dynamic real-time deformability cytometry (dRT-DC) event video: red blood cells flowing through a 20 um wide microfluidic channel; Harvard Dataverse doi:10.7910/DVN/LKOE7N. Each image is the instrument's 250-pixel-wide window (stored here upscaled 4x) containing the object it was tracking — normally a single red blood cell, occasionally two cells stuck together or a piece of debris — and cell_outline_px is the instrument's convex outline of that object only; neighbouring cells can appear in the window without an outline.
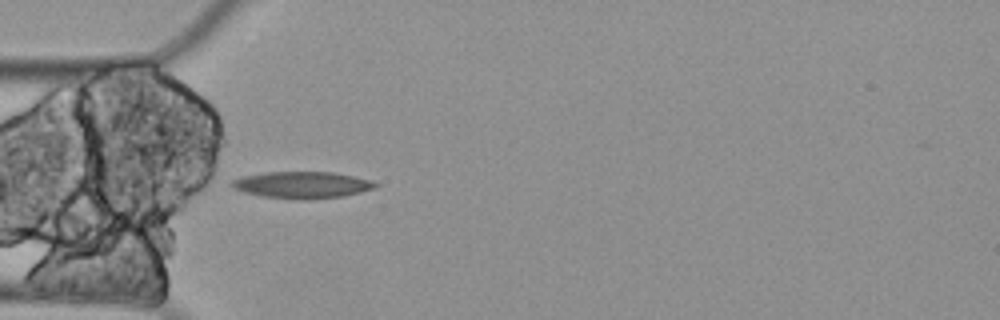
{"species": "Egyptian fruit bat (a non-hibernating species)", "species_latin": "Rousettus aegyptiacus", "temperature_condition": "cold", "stored_images_in_passage": 40, "camera_frame_rate_fps": 3000, "um_per_image_px": 0.085, "animal": {"sex": "female"}, "frame": {"image": 1, "passage_image": 1, "time_ms": 0.0, "image_size_px": [1000, 320], "cell_outline_px": [[380, 184], [372, 188], [360, 192], [344, 196], [308, 200], [304, 200], [260, 196], [244, 192], [232, 188], [228, 184], [232, 180], [244, 176], [264, 172], [332, 172], [352, 176], [368, 180]], "centroid_in_image_um": [25.62, 15.72], "position_along_channel_um": 59.4, "area_um2": 22.31}}
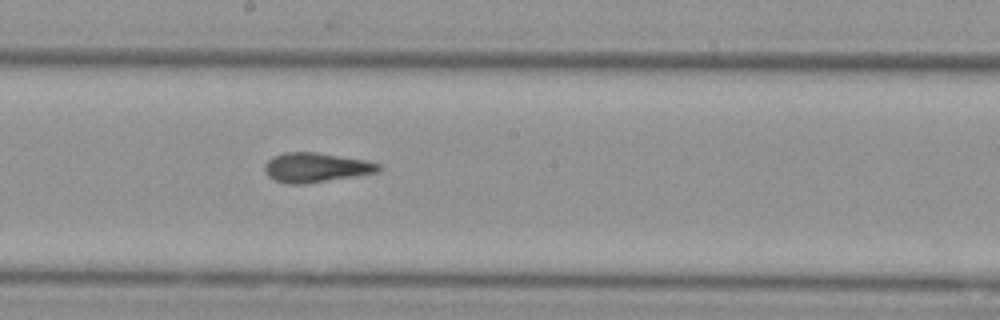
{"frame": {"image": 2, "passage_image": 15, "time_ms": 4.667, "image_size_px": [1000, 320], "cell_outline_px": [[384, 168], [380, 172], [356, 176], [304, 184], [288, 184], [276, 180], [268, 176], [264, 172], [264, 164], [272, 156], [284, 152], [316, 152], [368, 160], [380, 164]], "centroid_in_image_um": [26.88, 14.23], "position_along_channel_um": 221.3, "area_um2": 19.88}}
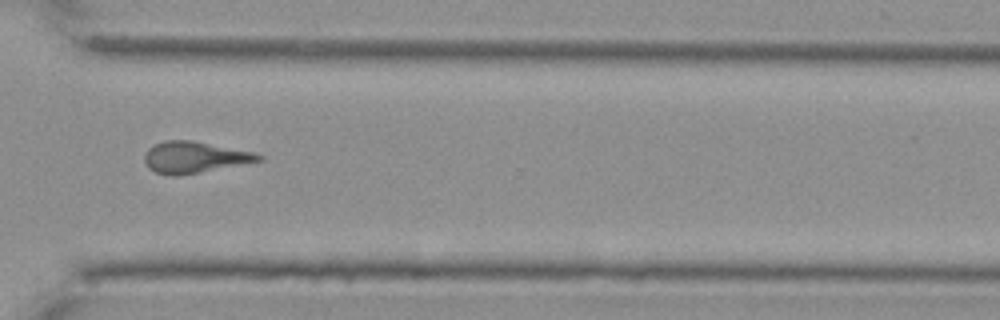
{"frame": {"image": 3, "passage_image": 27, "time_ms": 8.667, "image_size_px": [1000, 320], "cell_outline_px": [[264, 160], [200, 172], [176, 176], [172, 176], [156, 172], [148, 168], [144, 160], [144, 156], [148, 148], [164, 140], [192, 140], [256, 152], [264, 156]], "centroid_in_image_um": [16.55, 13.36], "position_along_channel_um": 354.0, "area_um2": 20.92}}